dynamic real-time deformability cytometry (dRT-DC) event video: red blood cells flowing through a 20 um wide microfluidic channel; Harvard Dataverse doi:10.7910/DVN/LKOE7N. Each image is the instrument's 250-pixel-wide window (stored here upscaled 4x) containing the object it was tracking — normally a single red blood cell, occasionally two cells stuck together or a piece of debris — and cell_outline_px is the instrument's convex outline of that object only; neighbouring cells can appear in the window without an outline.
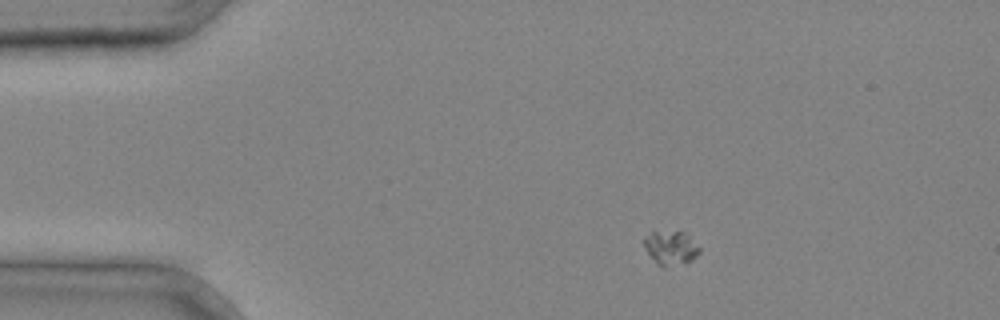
{"species": "common noctule bat (a hibernating species)", "species_latin": "Nyctalus noctula", "temperature_condition": "cold", "stored_images_in_passage": 2, "camera_frame_rate_fps": 3000, "um_per_image_px": 0.085, "animal": {"sex": "male", "body_mass_g": 20.4}, "frame": {"image": 1, "passage_image": 1, "time_ms": 0.0, "image_size_px": [1000, 320], "cell_outline_px": [[700, 252], [692, 260], [668, 268], [664, 268], [648, 252], [644, 244], [644, 236], [652, 232], [684, 232], [700, 248]], "centroid_in_image_um": [57.03, 21.08], "position_along_channel_um": 28.0, "area_um2": 10.64}}